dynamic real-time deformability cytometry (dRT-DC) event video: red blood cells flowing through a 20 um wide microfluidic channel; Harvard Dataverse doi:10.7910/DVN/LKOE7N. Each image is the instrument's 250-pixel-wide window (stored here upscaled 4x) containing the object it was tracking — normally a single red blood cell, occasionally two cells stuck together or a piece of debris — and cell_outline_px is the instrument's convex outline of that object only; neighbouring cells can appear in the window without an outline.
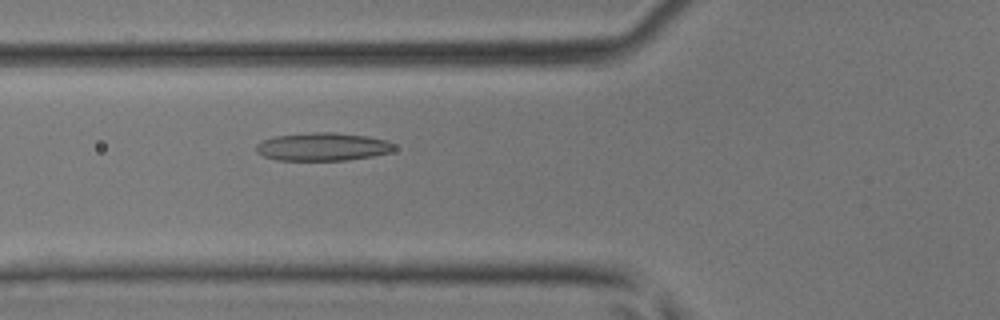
{"species": "common noctule bat (a hibernating species)", "species_latin": "Nyctalus noctula", "temperature_condition": "room temperature", "stored_images_in_passage": 39, "camera_frame_rate_fps": 3000, "um_per_image_px": 0.085, "animal": {"sex": "male", "body_mass_g": 17.9, "forearm_length_mm": 54.2}, "frame": {"image": 1, "passage_image": 12, "time_ms": 3.667, "image_size_px": [1000, 320], "cell_outline_px": [[396, 148], [388, 152], [372, 156], [348, 160], [276, 160], [264, 156], [256, 152], [256, 144], [272, 136], [312, 132], [336, 132], [368, 136], [388, 140]], "centroid_in_image_um": [27.41, 12.46], "position_along_channel_um": 98.4, "area_um2": 22.66}}
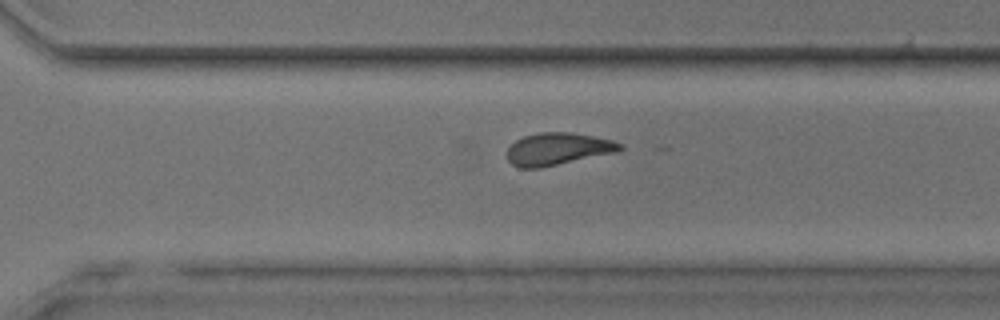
{"frame": {"image": 2, "passage_image": 27, "time_ms": 8.667, "image_size_px": [1000, 320], "cell_outline_px": [[624, 148], [616, 152], [540, 168], [520, 168], [512, 164], [508, 160], [508, 148], [516, 140], [524, 136], [540, 132], [568, 132], [592, 136], [612, 140], [624, 144]], "centroid_in_image_um": [47.42, 12.66], "position_along_channel_um": 323.2, "area_um2": 21.1}}
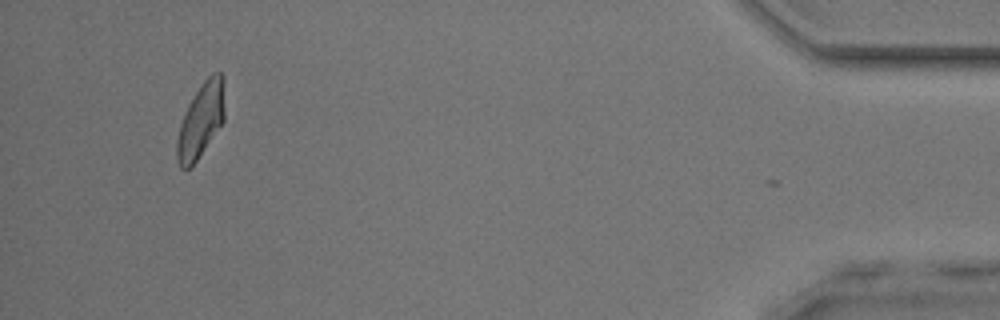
{"frame": {"image": 3, "passage_image": 38, "time_ms": 12.333, "image_size_px": [1000, 320], "cell_outline_px": [[224, 120], [196, 160], [188, 168], [180, 168], [176, 160], [176, 140], [180, 124], [184, 112], [188, 104], [204, 80], [212, 72], [220, 72], [224, 76]], "centroid_in_image_um": [17.06, 10.19], "position_along_channel_um": 418.1, "area_um2": 20.58}}